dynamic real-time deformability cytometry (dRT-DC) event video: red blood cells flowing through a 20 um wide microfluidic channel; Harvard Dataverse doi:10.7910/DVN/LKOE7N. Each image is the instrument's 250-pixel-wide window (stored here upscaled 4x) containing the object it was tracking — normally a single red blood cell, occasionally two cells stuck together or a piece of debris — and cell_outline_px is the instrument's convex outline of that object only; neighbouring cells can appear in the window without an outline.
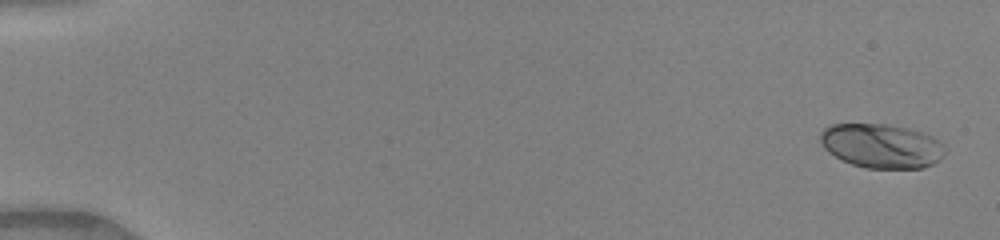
{"species": "human", "species_latin": "Homo sapiens", "temperature_condition": "warm", "stored_images_in_passage": 10, "camera_frame_rate_fps": 3000, "um_per_image_px": 0.085, "donor": {"sex": "female"}, "frame": {"image": 1, "passage_image": 1, "time_ms": 0.0, "image_size_px": [1000, 240], "cell_outline_px": [[944, 156], [940, 160], [924, 168], [864, 168], [852, 164], [828, 152], [824, 148], [820, 140], [820, 132], [824, 128], [832, 124], [888, 124], [912, 128], [936, 136], [944, 144]], "centroid_in_image_um": [74.98, 12.39], "position_along_channel_um": 10.0, "area_um2": 32.6}}
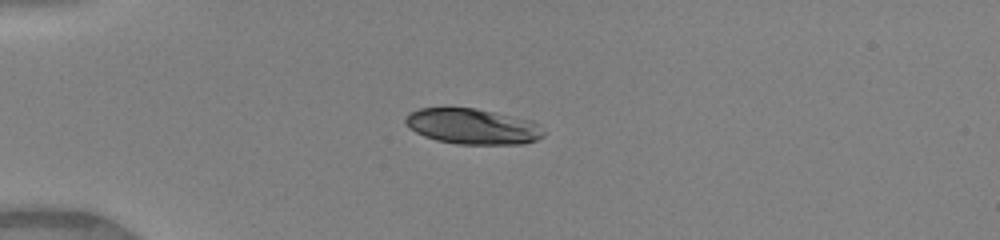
{"frame": {"image": 2, "passage_image": 5, "time_ms": 1.333, "image_size_px": [1000, 240], "cell_outline_px": [[544, 136], [536, 140], [524, 144], [456, 144], [436, 140], [424, 136], [416, 132], [404, 124], [404, 120], [408, 112], [420, 108], [476, 108], [496, 112], [532, 120], [540, 124], [544, 132]], "centroid_in_image_um": [40.18, 10.74], "position_along_channel_um": 44.8, "area_um2": 28.96}}